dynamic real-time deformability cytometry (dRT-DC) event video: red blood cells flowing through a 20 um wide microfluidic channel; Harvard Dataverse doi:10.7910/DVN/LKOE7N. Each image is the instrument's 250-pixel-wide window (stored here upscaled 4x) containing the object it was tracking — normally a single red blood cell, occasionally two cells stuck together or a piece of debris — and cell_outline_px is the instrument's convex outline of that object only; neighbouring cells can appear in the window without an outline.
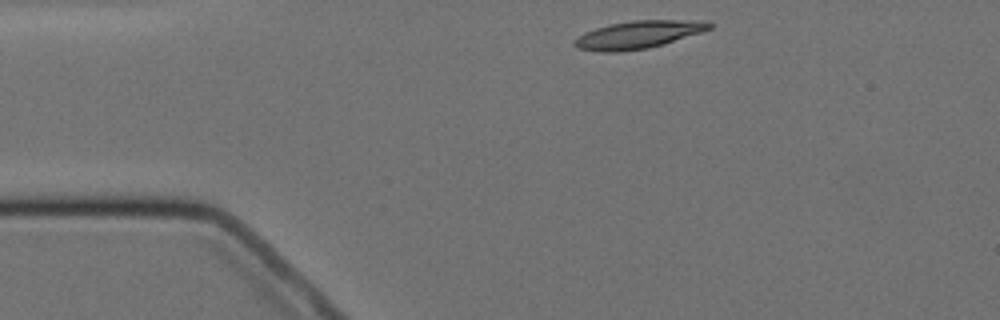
{"species": "Egyptian fruit bat (a non-hibernating species)", "species_latin": "Rousettus aegyptiacus", "temperature_condition": "cold", "stored_images_in_passage": 6, "camera_frame_rate_fps": 3000, "um_per_image_px": 0.085, "animal": {"sex": "female"}, "frame": {"image": 1, "passage_image": 1, "time_ms": 0.0, "image_size_px": [1000, 320], "cell_outline_px": [[712, 28], [700, 32], [648, 48], [620, 52], [600, 52], [576, 48], [572, 44], [572, 40], [584, 32], [608, 24], [632, 20], [700, 20], [712, 24]], "centroid_in_image_um": [54.16, 2.95], "position_along_channel_um": 30.8, "area_um2": 21.73}}
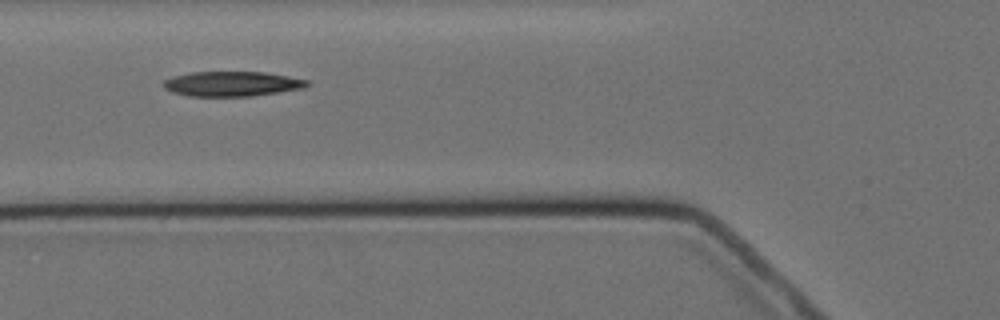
{"frame": {"image": 2, "passage_image": 4, "time_ms": 3.333, "image_size_px": [1000, 320], "cell_outline_px": [[308, 84], [304, 88], [252, 96], [188, 96], [172, 92], [164, 88], [160, 84], [164, 80], [172, 76], [192, 72], [264, 72], [308, 80]], "centroid_in_image_um": [19.65, 7.13], "position_along_channel_um": 106.1, "area_um2": 20.81}}
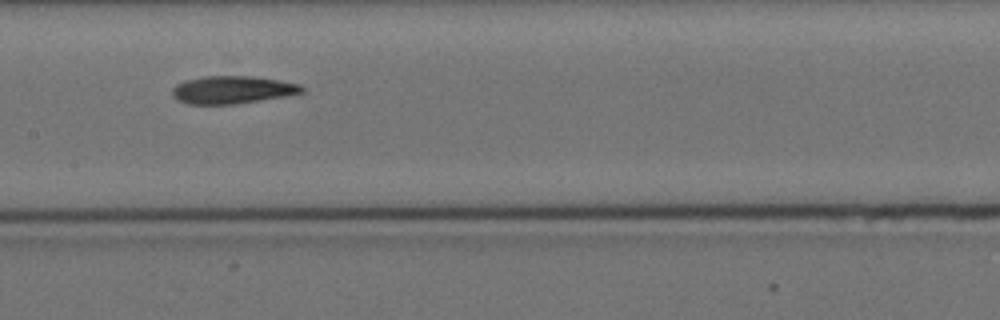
{"frame": {"image": 3, "passage_image": 6, "time_ms": 5.667, "image_size_px": [1000, 320], "cell_outline_px": [[304, 92], [288, 96], [236, 104], [188, 104], [176, 100], [172, 96], [172, 88], [176, 84], [184, 80], [204, 76], [248, 76], [276, 80], [300, 84], [304, 88]], "centroid_in_image_um": [19.72, 7.64], "position_along_channel_um": 187.7, "area_um2": 21.04}}